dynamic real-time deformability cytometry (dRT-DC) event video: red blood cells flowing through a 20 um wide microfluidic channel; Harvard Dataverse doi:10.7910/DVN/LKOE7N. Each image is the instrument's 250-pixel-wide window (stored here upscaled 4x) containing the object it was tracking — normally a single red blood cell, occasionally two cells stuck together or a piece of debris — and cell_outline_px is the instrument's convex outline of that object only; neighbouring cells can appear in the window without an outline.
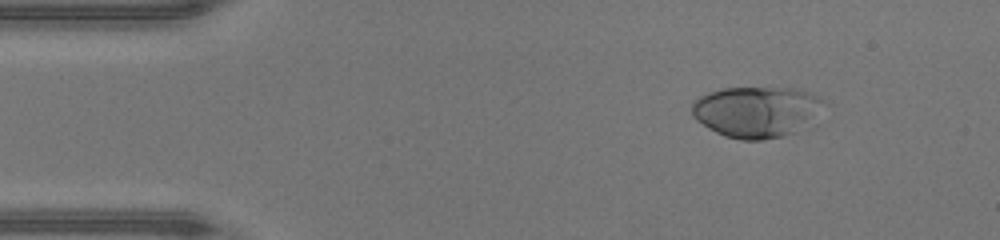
{"species": "human", "species_latin": "Homo sapiens", "temperature_condition": "warm", "stored_images_in_passage": 47, "camera_frame_rate_fps": 3000, "um_per_image_px": 0.085, "donor": {"sex": "male"}, "frame": {"image": 1, "passage_image": 6, "time_ms": 1.667, "image_size_px": [1000, 240], "cell_outline_px": [[820, 100], [808, 120], [796, 132], [784, 136], [760, 140], [740, 140], [724, 136], [708, 128], [696, 120], [692, 116], [692, 104], [700, 96], [708, 92], [720, 88], [792, 88], [804, 92]], "centroid_in_image_um": [64.11, 9.51], "position_along_channel_um": 20.9, "area_um2": 37.92}}
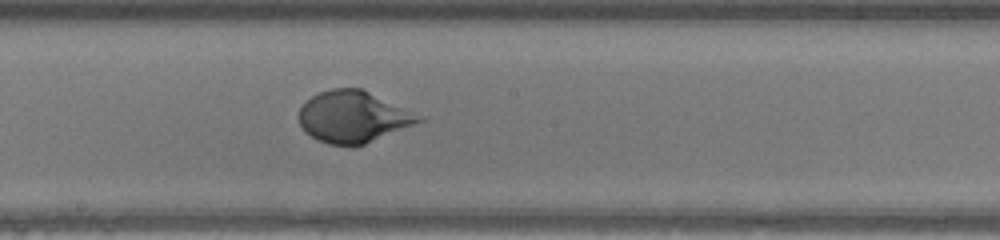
{"frame": {"image": 2, "passage_image": 25, "time_ms": 8.0, "image_size_px": [1000, 240], "cell_outline_px": [[424, 120], [364, 144], [328, 144], [316, 140], [300, 124], [300, 108], [312, 96], [320, 92], [332, 88], [360, 88]], "centroid_in_image_um": [29.92, 9.93], "position_along_channel_um": 218.3, "area_um2": 34.28}}
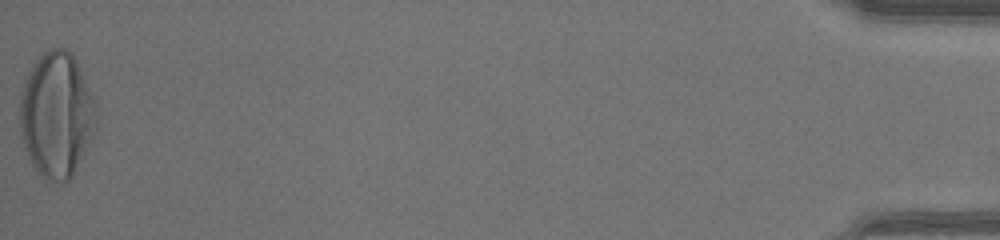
{"frame": {"image": 3, "passage_image": 47, "time_ms": 15.333, "image_size_px": [1000, 240], "cell_outline_px": [[96, 132], [72, 176], [68, 180], [56, 180], [40, 176], [36, 172], [28, 156], [24, 144], [20, 128], [20, 100], [24, 84], [28, 72], [32, 64], [48, 48], [64, 48], [76, 60], [96, 100]], "centroid_in_image_um": [4.83, 9.74], "position_along_channel_um": 430.4, "area_um2": 55.66}, "authors_computed_cell_mechanics": {"area_um2": 36.2406, "velocity_mm_per_s": 4.3874, "shape_relaxation_time_tau1_ms": 2.943, "shape_relaxation_time_tau2_ms": null, "deformation_change_tau1": 0.2411, "deformation_change_tau2": null}}